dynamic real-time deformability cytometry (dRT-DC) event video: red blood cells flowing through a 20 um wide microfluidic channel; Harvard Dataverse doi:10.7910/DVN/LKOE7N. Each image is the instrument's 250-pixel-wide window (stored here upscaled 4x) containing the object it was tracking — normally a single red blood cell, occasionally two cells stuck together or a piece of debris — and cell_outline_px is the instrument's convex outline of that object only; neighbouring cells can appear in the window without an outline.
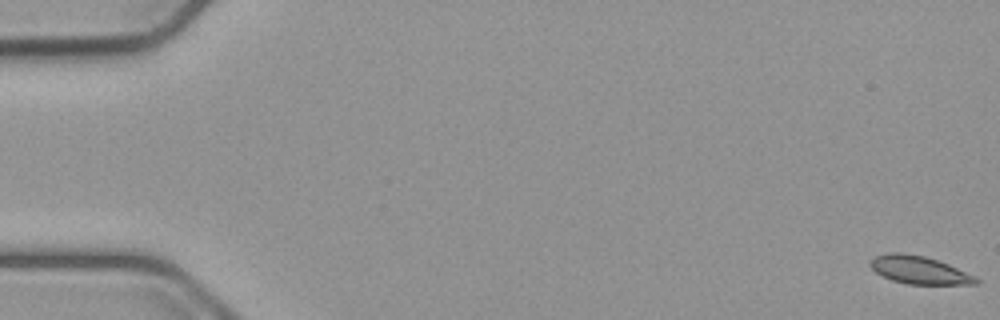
{"species": "common noctule bat (a hibernating species)", "species_latin": "Nyctalus noctula", "temperature_condition": "cold", "stored_images_in_passage": 57, "camera_frame_rate_fps": 3000, "um_per_image_px": 0.085, "animal": {"sex": "male", "body_mass_g": 23.1, "forearm_length_mm": 52.7}, "frame": {"image": 1, "passage_image": 1, "time_ms": 0.0, "image_size_px": [1000, 320], "cell_outline_px": [[980, 284], [908, 284], [892, 280], [876, 272], [868, 264], [876, 256], [888, 252], [904, 252], [924, 256], [948, 264], [976, 276], [980, 280]], "centroid_in_image_um": [78.16, 22.95], "position_along_channel_um": 6.8, "area_um2": 17.11}}
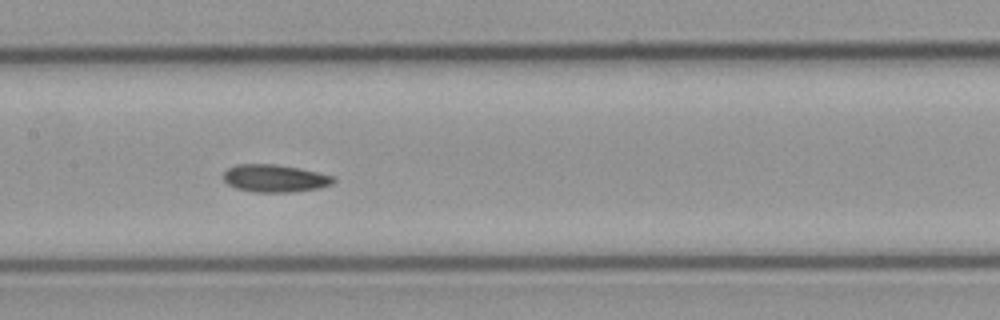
{"frame": {"image": 2, "passage_image": 28, "time_ms": 9.0, "image_size_px": [1000, 320], "cell_outline_px": [[336, 180], [332, 184], [320, 188], [292, 192], [252, 192], [236, 188], [228, 184], [224, 180], [224, 172], [228, 168], [236, 164], [276, 164], [300, 168], [336, 176]], "centroid_in_image_um": [23.39, 15.15], "position_along_channel_um": 184.0, "area_um2": 17.86}}
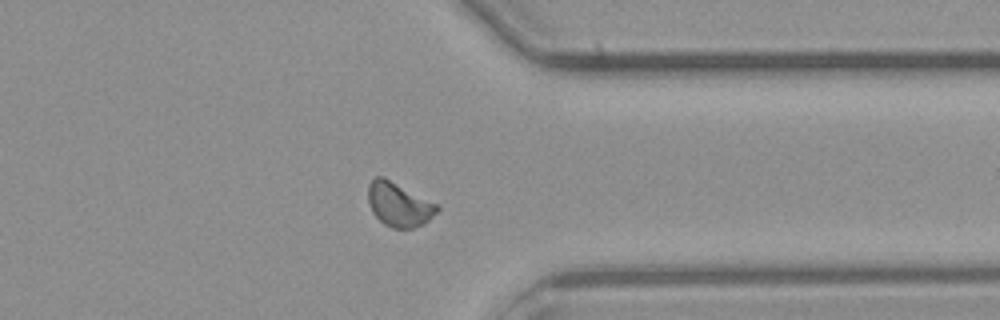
{"frame": {"image": 3, "passage_image": 44, "time_ms": 14.333, "image_size_px": [1000, 320], "cell_outline_px": [[440, 208], [424, 224], [412, 228], [392, 228], [384, 224], [372, 212], [368, 200], [368, 184], [376, 176], [384, 176], [436, 204]], "centroid_in_image_um": [33.88, 17.37], "position_along_channel_um": 377.5, "area_um2": 17.51}}